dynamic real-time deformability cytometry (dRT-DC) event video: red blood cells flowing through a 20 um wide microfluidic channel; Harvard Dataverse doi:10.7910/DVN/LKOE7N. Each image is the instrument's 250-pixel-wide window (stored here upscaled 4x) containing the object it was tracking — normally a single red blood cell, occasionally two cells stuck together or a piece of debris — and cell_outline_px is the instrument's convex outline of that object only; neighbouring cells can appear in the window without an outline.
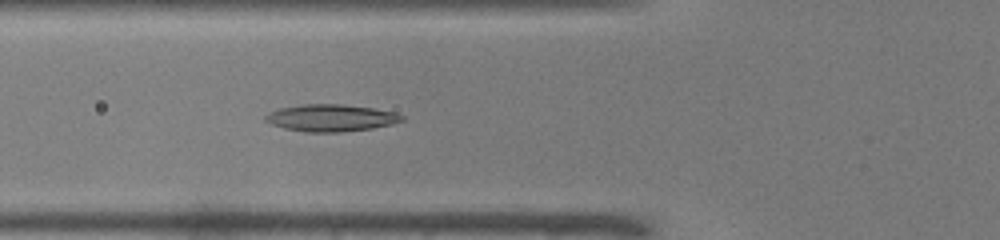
{"species": "common noctule bat (a hibernating species)", "species_latin": "Nyctalus noctula", "temperature_condition": "warm", "stored_images_in_passage": 28, "camera_frame_rate_fps": 3000, "um_per_image_px": 0.085, "animal": {"sex": "male", "body_mass_g": 19.0, "forearm_length_mm": 50.8}, "frame": {"image": 1, "passage_image": 6, "time_ms": 1.667, "image_size_px": [1000, 240], "cell_outline_px": [[404, 120], [392, 124], [372, 128], [340, 132], [308, 132], [284, 128], [272, 124], [264, 120], [264, 116], [268, 112], [280, 108], [300, 104], [340, 104], [372, 108], [392, 112], [404, 116]], "centroid_in_image_um": [28.09, 10.02], "position_along_channel_um": 97.7, "area_um2": 21.39}}
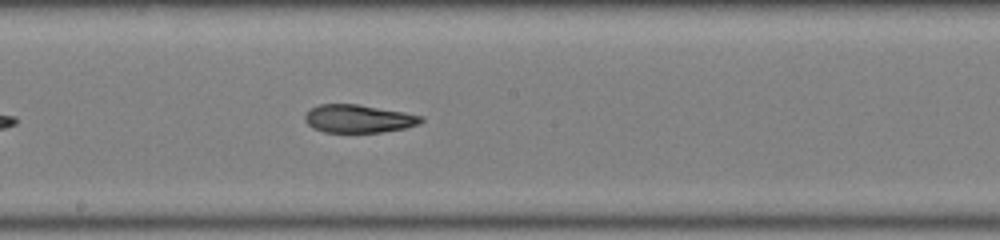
{"frame": {"image": 2, "passage_image": 15, "time_ms": 4.667, "image_size_px": [1000, 240], "cell_outline_px": [[424, 120], [420, 124], [404, 128], [380, 132], [324, 132], [312, 128], [304, 120], [304, 116], [312, 108], [320, 104], [356, 104], [404, 112], [424, 116]], "centroid_in_image_um": [30.48, 10.09], "position_along_channel_um": 217.7, "area_um2": 18.9}}
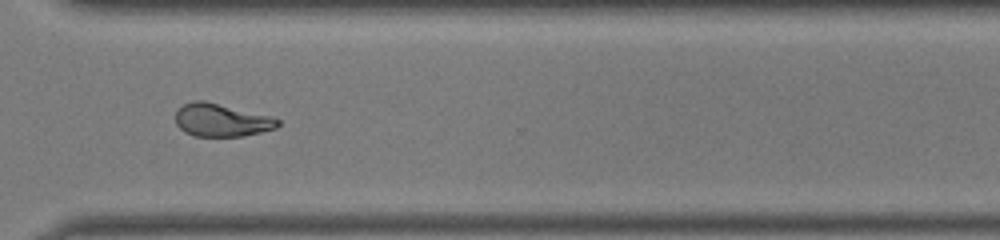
{"frame": {"image": 3, "passage_image": 25, "time_ms": 8.0, "image_size_px": [1000, 240], "cell_outline_px": [[280, 124], [276, 128], [244, 136], [196, 136], [184, 132], [176, 124], [176, 112], [184, 104], [192, 100], [204, 100], [272, 116], [280, 120]], "centroid_in_image_um": [18.83, 10.2], "position_along_channel_um": 351.8, "area_um2": 19.65}, "authors_computed_cell_mechanics": {"area_um2": 19.5653, "velocity_mm_per_s": 4.0002, "shape_relaxation_time_tau1_ms": null, "shape_relaxation_time_tau2_ms": 2.2066, "deformation_change_tau1": null, "deformation_change_tau2": 0.0857}}